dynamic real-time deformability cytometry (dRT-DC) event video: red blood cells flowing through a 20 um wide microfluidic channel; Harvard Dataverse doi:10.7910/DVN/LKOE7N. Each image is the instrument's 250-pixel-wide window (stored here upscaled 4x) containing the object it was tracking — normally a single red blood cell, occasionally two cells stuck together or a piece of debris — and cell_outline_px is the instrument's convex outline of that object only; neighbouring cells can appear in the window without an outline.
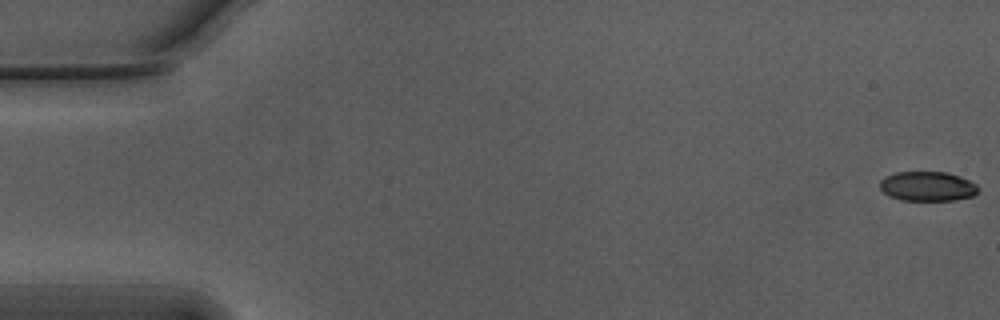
{"species": "Egyptian fruit bat (a non-hibernating species)", "species_latin": "Rousettus aegyptiacus", "temperature_condition": "warm", "stored_images_in_passage": 56, "camera_frame_rate_fps": 3000, "um_per_image_px": 0.085, "animal": {"sex": "male"}, "frame": {"image": 1, "passage_image": 1, "time_ms": 0.0, "image_size_px": [1000, 320], "cell_outline_px": [[976, 192], [972, 196], [956, 200], [900, 200], [884, 192], [880, 188], [880, 180], [896, 172], [944, 172], [960, 176], [976, 184]], "centroid_in_image_um": [78.83, 15.83], "position_along_channel_um": 6.2, "area_um2": 16.65}}
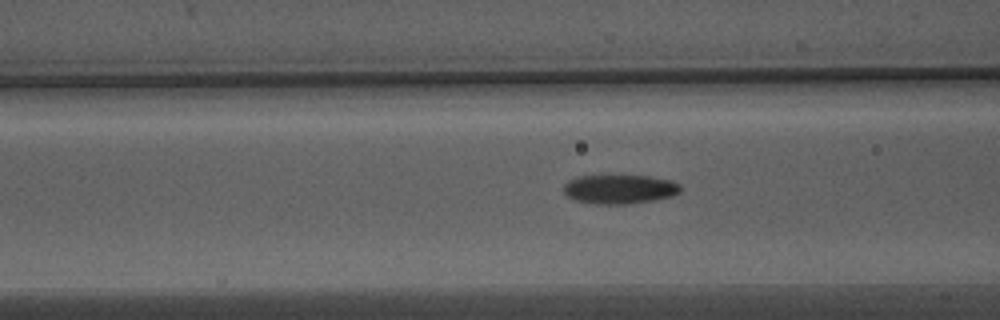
{"frame": {"image": 2, "passage_image": 22, "time_ms": 7.0, "image_size_px": [1000, 320], "cell_outline_px": [[680, 192], [672, 196], [652, 200], [628, 204], [596, 204], [576, 200], [568, 196], [564, 192], [564, 184], [568, 180], [576, 176], [648, 176], [672, 180], [680, 184]], "centroid_in_image_um": [52.67, 16.07], "position_along_channel_um": 113.9, "area_um2": 19.77}}
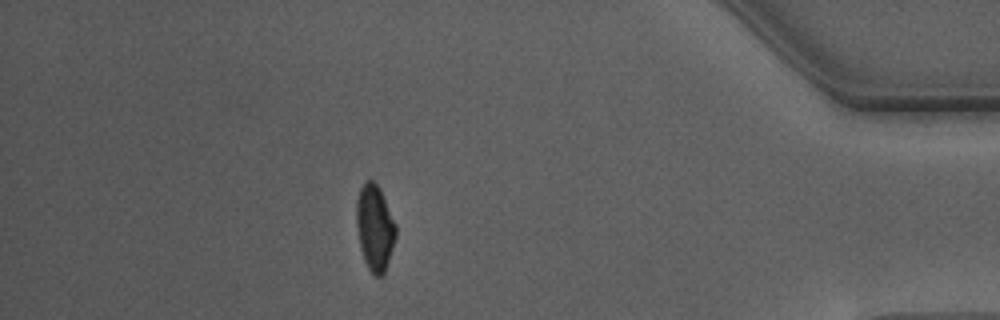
{"frame": {"image": 3, "passage_image": 49, "time_ms": 16.0, "image_size_px": [1000, 320], "cell_outline_px": [[396, 236], [384, 272], [380, 276], [376, 276], [368, 268], [364, 260], [360, 248], [356, 224], [356, 200], [360, 188], [364, 180], [372, 180], [380, 188], [396, 224]], "centroid_in_image_um": [31.84, 19.3], "position_along_channel_um": 403.4, "area_um2": 19.65}, "authors_computed_cell_mechanics": {"area_um2": 19.4497, "velocity_mm_per_s": 3.7548, "shape_relaxation_time_tau1_ms": 3.4146, "shape_relaxation_time_tau2_ms": 1.9836, "deformation_change_tau1": 0.1507, "deformation_change_tau2": 0.065}}